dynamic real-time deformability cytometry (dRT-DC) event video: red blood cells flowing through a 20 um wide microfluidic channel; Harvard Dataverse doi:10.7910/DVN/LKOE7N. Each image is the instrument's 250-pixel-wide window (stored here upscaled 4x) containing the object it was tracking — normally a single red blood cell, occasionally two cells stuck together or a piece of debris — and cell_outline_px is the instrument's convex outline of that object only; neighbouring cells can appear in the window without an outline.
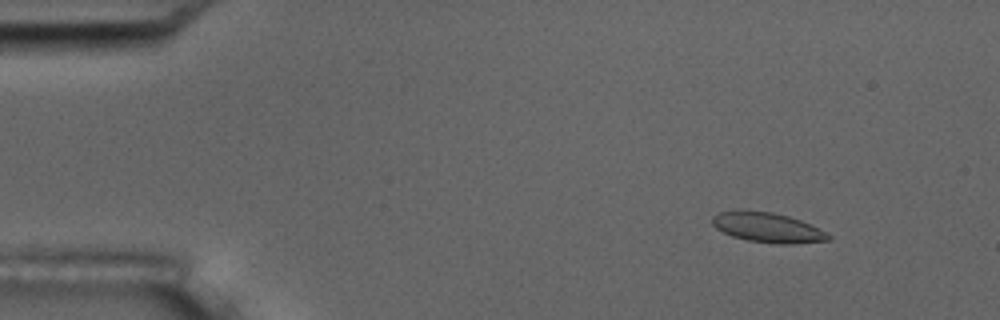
{"species": "common noctule bat (a hibernating species)", "species_latin": "Nyctalus noctula", "temperature_condition": "room temperature", "stored_images_in_passage": 5, "camera_frame_rate_fps": 3000, "um_per_image_px": 0.085, "animal": {"sex": "male", "body_mass_g": 17.5, "forearm_length_mm": 52.3}, "frame": {"image": 1, "passage_image": 2, "time_ms": 1.0, "image_size_px": [1000, 320], "cell_outline_px": [[832, 240], [792, 244], [776, 244], [748, 240], [732, 236], [716, 228], [712, 224], [712, 216], [720, 212], [740, 208], [744, 208], [772, 212], [788, 216], [800, 220], [832, 236]], "centroid_in_image_um": [65.19, 19.31], "position_along_channel_um": 19.8, "area_um2": 20.4}}
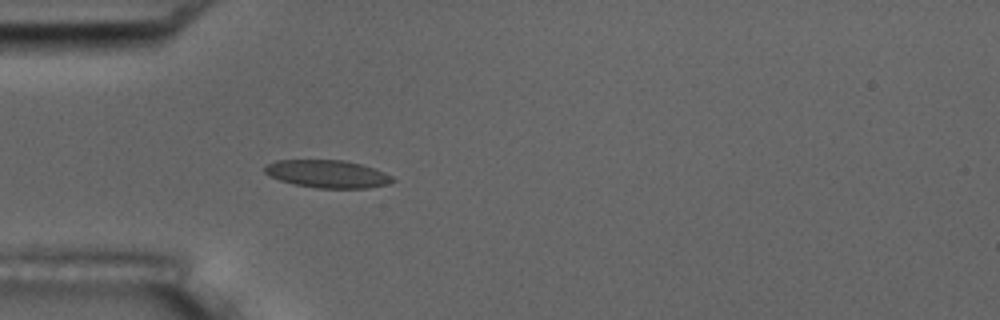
{"frame": {"image": 2, "passage_image": 5, "time_ms": 4.333, "image_size_px": [1000, 320], "cell_outline_px": [[396, 180], [388, 184], [368, 188], [316, 188], [292, 184], [268, 176], [264, 172], [264, 164], [276, 160], [344, 160], [360, 164], [384, 172], [392, 176]], "centroid_in_image_um": [27.79, 14.78], "position_along_channel_um": 57.2, "area_um2": 20.81}}